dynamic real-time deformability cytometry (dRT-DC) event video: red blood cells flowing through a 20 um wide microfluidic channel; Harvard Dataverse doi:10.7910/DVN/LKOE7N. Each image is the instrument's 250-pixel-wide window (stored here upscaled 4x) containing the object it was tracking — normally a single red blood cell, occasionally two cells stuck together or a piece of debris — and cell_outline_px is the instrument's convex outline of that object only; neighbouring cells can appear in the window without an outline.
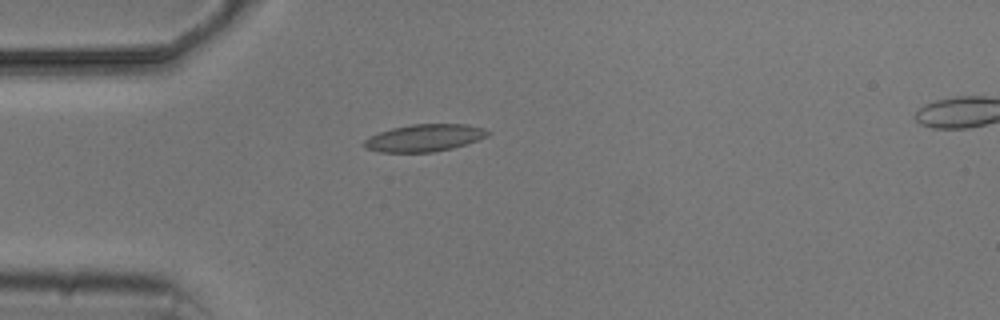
{"species": "common noctule bat (a hibernating species)", "species_latin": "Nyctalus noctula", "temperature_condition": "cold", "stored_images_in_passage": 5, "camera_frame_rate_fps": 3000, "um_per_image_px": 0.085, "animal": {"sex": "male", "body_mass_g": 20.5, "forearm_length_mm": 52.5}, "frame": {"image": 1, "passage_image": 5, "time_ms": 6.333, "image_size_px": [1000, 320], "cell_outline_px": [[492, 132], [488, 136], [468, 144], [452, 148], [432, 152], [380, 152], [364, 148], [360, 144], [364, 140], [380, 132], [392, 128], [412, 124], [468, 124], [484, 128]], "centroid_in_image_um": [36.1, 11.72], "position_along_channel_um": 48.9, "area_um2": 19.77}}